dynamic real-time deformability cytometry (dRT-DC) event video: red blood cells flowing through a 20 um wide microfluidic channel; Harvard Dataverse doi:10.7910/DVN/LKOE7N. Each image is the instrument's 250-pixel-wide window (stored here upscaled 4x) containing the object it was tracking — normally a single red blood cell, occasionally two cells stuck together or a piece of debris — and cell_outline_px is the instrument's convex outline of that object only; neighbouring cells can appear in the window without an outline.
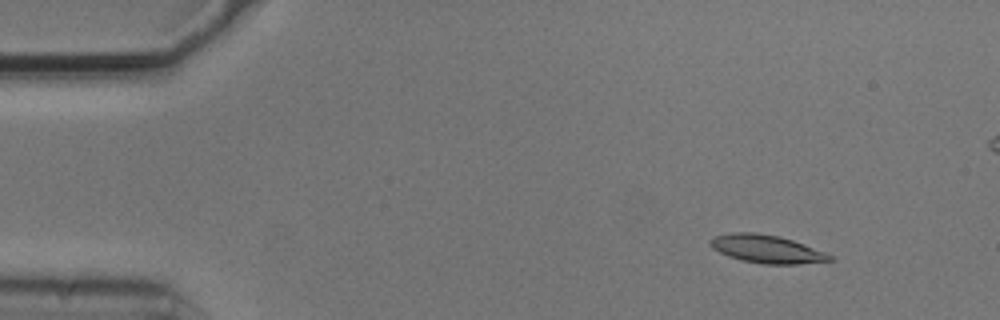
{"species": "common noctule bat (a hibernating species)", "species_latin": "Nyctalus noctula", "temperature_condition": "cold", "stored_images_in_passage": 6, "camera_frame_rate_fps": 3000, "um_per_image_px": 0.085, "animal": {"sex": "male", "body_mass_g": 20.5, "forearm_length_mm": 52.5}, "frame": {"image": 1, "passage_image": 2, "time_ms": 0.333, "image_size_px": [1000, 320], "cell_outline_px": [[832, 260], [796, 264], [764, 264], [740, 260], [728, 256], [712, 248], [708, 244], [708, 240], [716, 236], [732, 232], [752, 232], [780, 236], [792, 240], [824, 252], [832, 256]], "centroid_in_image_um": [65.1, 21.16], "position_along_channel_um": 19.9, "area_um2": 19.36}}